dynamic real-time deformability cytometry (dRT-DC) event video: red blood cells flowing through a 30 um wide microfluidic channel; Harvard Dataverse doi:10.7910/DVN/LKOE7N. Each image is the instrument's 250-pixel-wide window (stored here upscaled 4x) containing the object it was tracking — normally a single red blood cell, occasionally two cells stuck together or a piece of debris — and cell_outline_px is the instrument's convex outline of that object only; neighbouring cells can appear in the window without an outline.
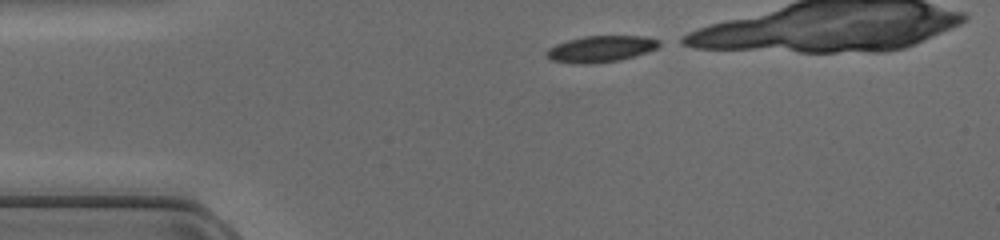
{"species": "common noctule bat (a hibernating species)", "species_latin": "Nyctalus noctula", "temperature_condition": "cold", "stored_images_in_passage": 12, "camera_frame_rate_fps": 3000, "um_per_image_px": 0.085, "animal": {"sex": "female", "body_mass_g": 17.0, "forearm_length_mm": 48.0}, "frame": {"image": 1, "passage_image": 1, "time_ms": 0.0, "image_size_px": [1000, 240], "cell_outline_px": [[664, 44], [648, 52], [620, 60], [592, 64], [580, 64], [548, 60], [544, 52], [548, 48], [556, 44], [568, 40], [584, 36], [644, 36], [660, 40]], "centroid_in_image_um": [51.07, 4.16], "position_along_channel_um": 33.9, "area_um2": 17.57}}
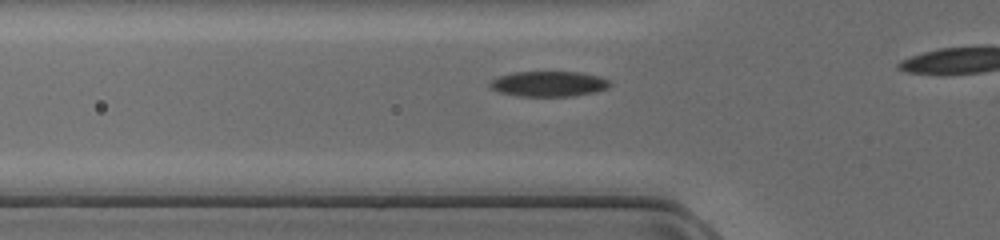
{"frame": {"image": 2, "passage_image": 7, "time_ms": 2.0, "image_size_px": [1000, 240], "cell_outline_px": [[612, 84], [608, 88], [592, 92], [572, 96], [520, 96], [500, 92], [492, 88], [488, 84], [492, 80], [500, 76], [512, 72], [580, 72], [600, 76], [608, 80]], "centroid_in_image_um": [46.66, 7.12], "position_along_channel_um": 79.1, "area_um2": 17.57}}
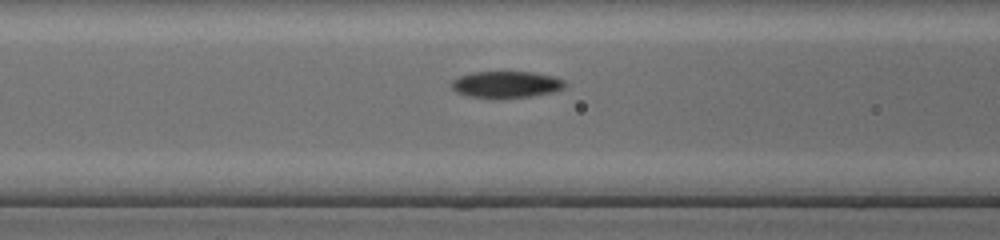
{"frame": {"image": 3, "passage_image": 10, "time_ms": 3.0, "image_size_px": [1000, 240], "cell_outline_px": [[568, 84], [564, 88], [552, 92], [528, 96], [468, 96], [456, 92], [452, 88], [452, 80], [460, 76], [472, 72], [532, 72], [556, 76], [564, 80]], "centroid_in_image_um": [43.08, 7.14], "position_along_channel_um": 123.5, "area_um2": 17.11}}